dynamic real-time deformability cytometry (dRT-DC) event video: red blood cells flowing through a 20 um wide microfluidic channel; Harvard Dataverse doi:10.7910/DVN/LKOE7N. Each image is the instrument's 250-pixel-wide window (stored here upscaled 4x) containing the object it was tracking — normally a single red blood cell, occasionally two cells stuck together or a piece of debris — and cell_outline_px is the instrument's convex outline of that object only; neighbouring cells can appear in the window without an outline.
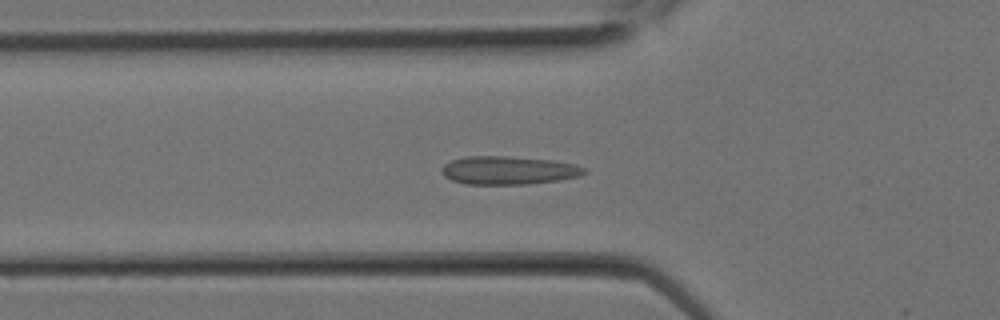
{"species": "Egyptian fruit bat (a non-hibernating species)", "species_latin": "Rousettus aegyptiacus", "temperature_condition": "room temperature", "stored_images_in_passage": 15, "camera_frame_rate_fps": 3000, "um_per_image_px": 0.085, "animal": {"sex": "female"}, "frame": {"image": 1, "passage_image": 8, "time_ms": 2.333, "image_size_px": [1000, 320], "cell_outline_px": [[588, 172], [576, 176], [556, 180], [528, 184], [464, 184], [452, 180], [444, 176], [440, 172], [440, 168], [444, 164], [452, 160], [464, 156], [508, 156], [552, 160], [576, 164], [584, 168]], "centroid_in_image_um": [43.16, 14.47], "position_along_channel_um": 82.6, "area_um2": 23.52}}
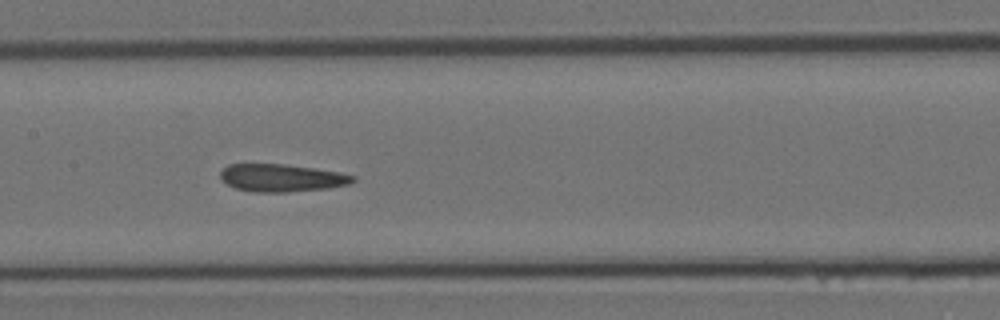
{"frame": {"image": 2, "passage_image": 12, "time_ms": 3.667, "image_size_px": [1000, 320], "cell_outline_px": [[356, 180], [348, 184], [328, 188], [284, 192], [256, 192], [236, 188], [228, 184], [220, 176], [220, 172], [228, 164], [284, 164], [340, 172], [356, 176]], "centroid_in_image_um": [23.96, 15.11], "position_along_channel_um": 183.4, "area_um2": 21.1}}
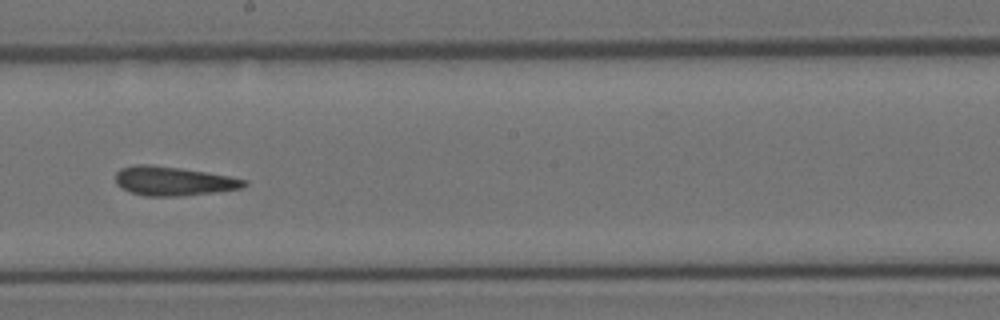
{"frame": {"image": 3, "passage_image": 14, "time_ms": 4.333, "image_size_px": [1000, 320], "cell_outline_px": [[248, 184], [240, 188], [216, 192], [180, 196], [144, 196], [132, 192], [116, 184], [116, 172], [120, 168], [132, 164], [148, 164], [180, 168], [208, 172], [248, 180]], "centroid_in_image_um": [14.73, 15.38], "position_along_channel_um": 233.5, "area_um2": 21.79}}